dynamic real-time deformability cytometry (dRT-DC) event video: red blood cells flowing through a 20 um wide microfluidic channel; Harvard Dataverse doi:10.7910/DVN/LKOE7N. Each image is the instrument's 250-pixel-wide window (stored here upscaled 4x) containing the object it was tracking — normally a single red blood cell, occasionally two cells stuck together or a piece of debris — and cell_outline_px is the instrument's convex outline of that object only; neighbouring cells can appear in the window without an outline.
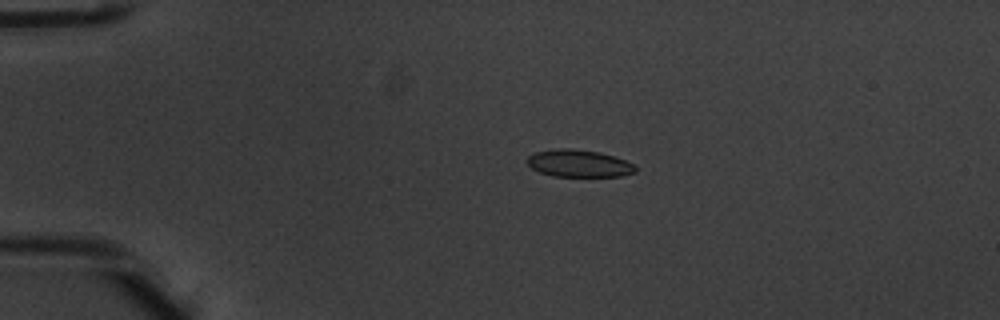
{"species": "common noctule bat (a hibernating species)", "species_latin": "Nyctalus noctula", "temperature_condition": "warm", "stored_images_in_passage": 49, "camera_frame_rate_fps": 3000, "um_per_image_px": 0.085, "animal": {"sex": "male", "body_mass_g": 20.1, "forearm_length_mm": 53.5}, "frame": {"image": 1, "passage_image": 8, "time_ms": 2.333, "image_size_px": [1000, 320], "cell_outline_px": [[636, 172], [620, 176], [552, 176], [540, 172], [532, 168], [528, 164], [528, 156], [536, 152], [560, 148], [572, 148], [600, 152], [624, 160], [632, 164], [636, 168]], "centroid_in_image_um": [49.19, 13.89], "position_along_channel_um": 35.8, "area_um2": 16.99}}
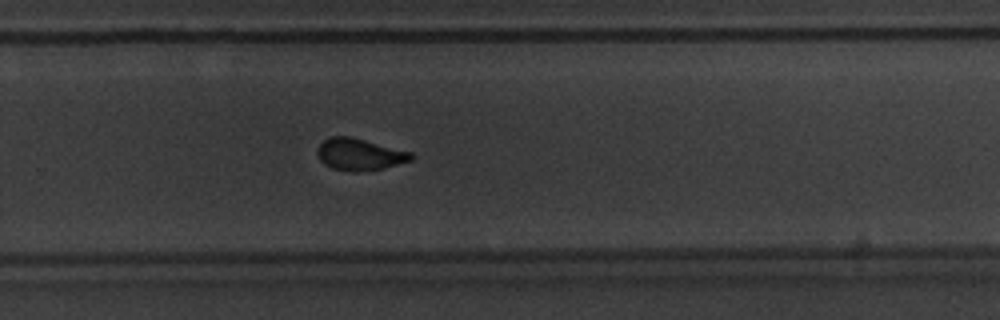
{"frame": {"image": 2, "passage_image": 32, "time_ms": 10.333, "image_size_px": [1000, 320], "cell_outline_px": [[416, 156], [412, 160], [384, 168], [356, 172], [352, 172], [332, 168], [324, 164], [320, 160], [316, 152], [316, 148], [324, 140], [332, 136], [352, 136], [412, 152]], "centroid_in_image_um": [30.57, 13.12], "position_along_channel_um": 299.2, "area_um2": 17.63}}
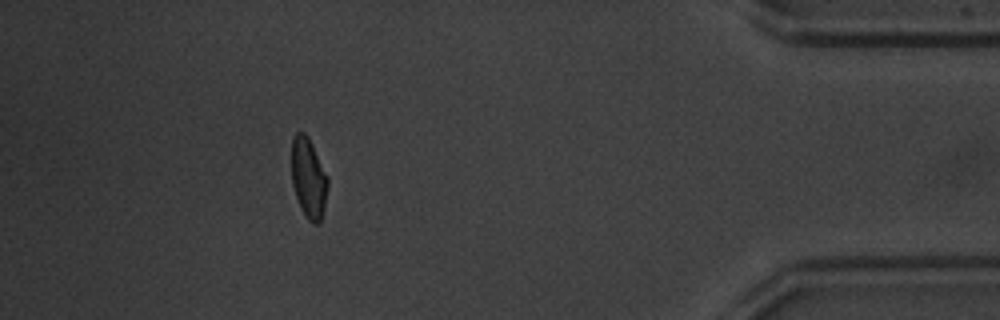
{"frame": {"image": 3, "passage_image": 44, "time_ms": 14.333, "image_size_px": [1000, 320], "cell_outline_px": [[328, 188], [324, 208], [320, 224], [312, 224], [308, 220], [300, 208], [292, 184], [292, 140], [296, 132], [304, 132], [308, 136], [328, 176]], "centroid_in_image_um": [26.24, 15.16], "position_along_channel_um": 409.0, "area_um2": 17.05}, "authors_computed_cell_mechanics": {"area_um2": 17.5134, "velocity_mm_per_s": 3.8909, "shape_relaxation_time_tau1_ms": 3.4559, "shape_relaxation_time_tau2_ms": 0.9572, "deformation_change_tau1": 0.1344, "deformation_change_tau2": 0.0718}}